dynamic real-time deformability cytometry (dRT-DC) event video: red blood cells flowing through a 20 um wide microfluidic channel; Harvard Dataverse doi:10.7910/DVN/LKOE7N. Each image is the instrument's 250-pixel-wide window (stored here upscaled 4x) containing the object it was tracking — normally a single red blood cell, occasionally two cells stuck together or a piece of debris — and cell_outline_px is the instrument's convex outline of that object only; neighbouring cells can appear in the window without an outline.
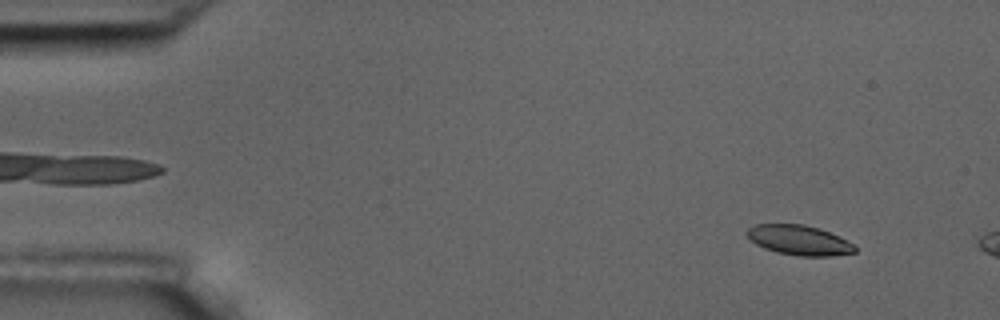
{"species": "common noctule bat (a hibernating species)", "species_latin": "Nyctalus noctula", "temperature_condition": "room temperature", "stored_images_in_passage": 3, "camera_frame_rate_fps": 3000, "um_per_image_px": 0.085, "animal": {"sex": "male", "body_mass_g": 17.5, "forearm_length_mm": 52.3}, "frame": {"image": 1, "passage_image": 1, "time_ms": 0.0, "image_size_px": [1000, 320], "cell_outline_px": [[856, 252], [832, 256], [800, 256], [776, 252], [764, 248], [756, 244], [748, 236], [748, 228], [756, 224], [804, 224], [820, 228], [852, 244], [856, 248]], "centroid_in_image_um": [67.91, 20.41], "position_along_channel_um": 17.1, "area_um2": 18.5}}